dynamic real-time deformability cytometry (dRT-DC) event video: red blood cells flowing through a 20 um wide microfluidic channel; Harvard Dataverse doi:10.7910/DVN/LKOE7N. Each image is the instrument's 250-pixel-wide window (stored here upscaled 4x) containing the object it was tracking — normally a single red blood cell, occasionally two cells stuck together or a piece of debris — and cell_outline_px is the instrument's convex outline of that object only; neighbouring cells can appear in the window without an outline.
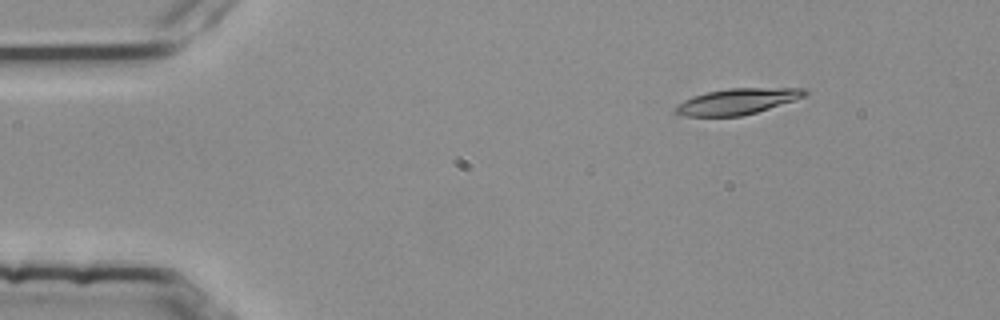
{"species": "common noctule bat (a hibernating species)", "species_latin": "Nyctalus noctula", "temperature_condition": "room temperature", "stored_images_in_passage": 4, "camera_frame_rate_fps": 3000, "um_per_image_px": 0.085, "animal": {"sex": "female", "body_mass_g": 25.1}, "frame": {"image": 1, "passage_image": 2, "time_ms": 0.333, "image_size_px": [1000, 320], "cell_outline_px": [[808, 92], [804, 96], [756, 112], [740, 116], [684, 116], [672, 112], [672, 108], [676, 104], [692, 96], [708, 92], [728, 88], [804, 88]], "centroid_in_image_um": [62.56, 8.62], "position_along_channel_um": 22.4, "area_um2": 19.36}}